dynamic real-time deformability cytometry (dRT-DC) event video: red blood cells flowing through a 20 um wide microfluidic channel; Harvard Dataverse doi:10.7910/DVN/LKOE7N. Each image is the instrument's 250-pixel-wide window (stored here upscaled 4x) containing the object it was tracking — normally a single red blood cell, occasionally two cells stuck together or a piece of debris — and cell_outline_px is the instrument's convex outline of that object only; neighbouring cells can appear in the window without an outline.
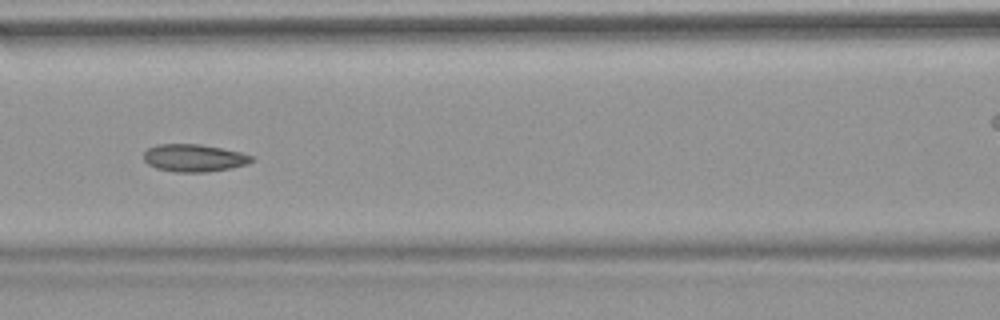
{"species": "common noctule bat (a hibernating species)", "species_latin": "Nyctalus noctula", "temperature_condition": "warm", "stored_images_in_passage": 43, "camera_frame_rate_fps": 3000, "um_per_image_px": 0.085, "animal": {"sex": "female", "body_mass_g": 18.4}, "frame": {"image": 1, "passage_image": 13, "time_ms": 4.0, "image_size_px": [1000, 320], "cell_outline_px": [[256, 160], [248, 164], [232, 168], [204, 172], [176, 172], [156, 168], [148, 164], [144, 160], [144, 152], [148, 148], [156, 144], [200, 144], [240, 152], [252, 156]], "centroid_in_image_um": [16.5, 13.43], "position_along_channel_um": 150.1, "area_um2": 17.34}, "authors_computed_cell_mechanics": {"area_um2": 17.34, "velocity_mm_per_s": 3.8198, "shape_relaxation_time_tau1_ms": null, "shape_relaxation_time_tau2_ms": 1.9048, "deformation_change_tau1": null, "deformation_change_tau2": 0.0789}}